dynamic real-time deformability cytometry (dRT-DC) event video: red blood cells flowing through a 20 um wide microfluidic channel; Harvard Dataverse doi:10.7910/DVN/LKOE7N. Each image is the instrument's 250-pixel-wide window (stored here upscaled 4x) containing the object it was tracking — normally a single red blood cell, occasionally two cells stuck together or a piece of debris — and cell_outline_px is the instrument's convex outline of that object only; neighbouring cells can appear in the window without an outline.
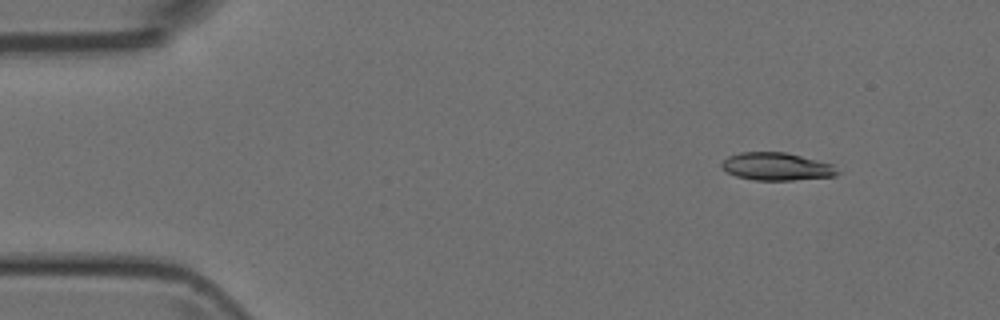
{"species": "Egyptian fruit bat (a non-hibernating species)", "species_latin": "Rousettus aegyptiacus", "temperature_condition": "room temperature", "stored_images_in_passage": 49, "camera_frame_rate_fps": 3000, "um_per_image_px": 0.085, "animal": {"sex": "female"}, "frame": {"image": 1, "passage_image": 5, "time_ms": 1.333, "image_size_px": [1000, 320], "cell_outline_px": [[840, 172], [836, 176], [792, 180], [756, 180], [736, 176], [728, 172], [720, 164], [728, 156], [740, 152], [784, 152], [832, 164]], "centroid_in_image_um": [66.01, 14.16], "position_along_channel_um": 19.0, "area_um2": 18.5}}
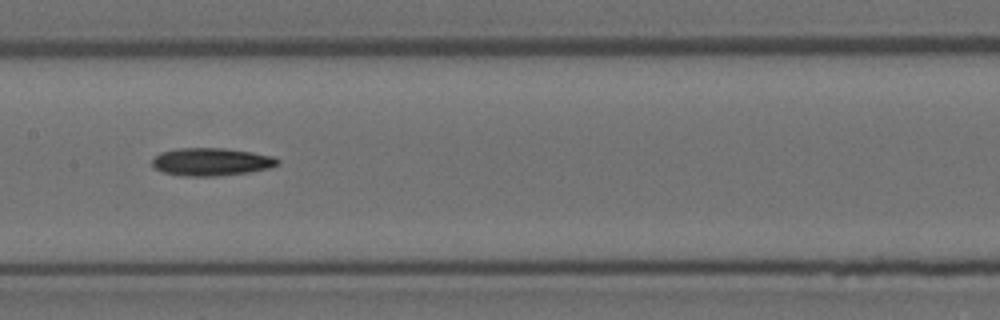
{"frame": {"image": 2, "passage_image": 24, "time_ms": 7.667, "image_size_px": [1000, 320], "cell_outline_px": [[280, 164], [268, 168], [248, 172], [216, 176], [184, 176], [164, 172], [156, 168], [152, 164], [152, 160], [160, 152], [176, 148], [224, 148], [252, 152], [272, 156], [280, 160]], "centroid_in_image_um": [17.97, 13.75], "position_along_channel_um": 189.4, "area_um2": 20.23}}
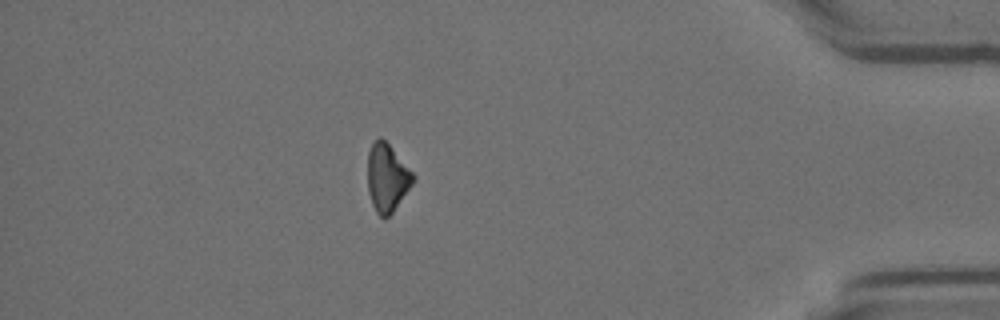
{"frame": {"image": 3, "passage_image": 43, "time_ms": 14.0, "image_size_px": [1000, 320], "cell_outline_px": [[416, 176], [412, 184], [392, 212], [384, 220], [376, 212], [372, 204], [368, 192], [368, 152], [372, 144], [380, 136], [392, 148]], "centroid_in_image_um": [32.89, 15.12], "position_along_channel_um": 402.3, "area_um2": 17.74}}